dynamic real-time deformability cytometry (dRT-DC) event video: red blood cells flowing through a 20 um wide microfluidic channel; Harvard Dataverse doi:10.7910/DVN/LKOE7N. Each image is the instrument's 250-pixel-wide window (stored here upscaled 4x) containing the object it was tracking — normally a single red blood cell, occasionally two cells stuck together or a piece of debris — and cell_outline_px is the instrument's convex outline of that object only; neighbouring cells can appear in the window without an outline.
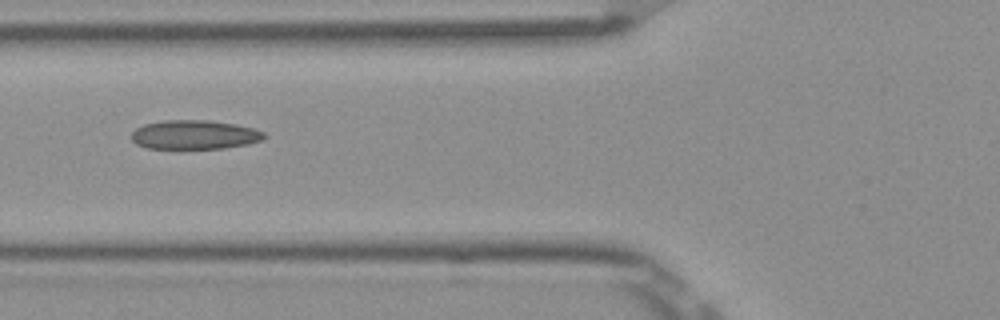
{"species": "Egyptian fruit bat (a non-hibernating species)", "species_latin": "Rousettus aegyptiacus", "temperature_condition": "room temperature", "stored_images_in_passage": 2, "camera_frame_rate_fps": 3000, "um_per_image_px": 0.085, "frame": {"image": 1, "passage_image": 2, "time_ms": 0.333, "image_size_px": [1000, 320], "cell_outline_px": [[268, 136], [260, 140], [248, 144], [224, 148], [144, 148], [136, 144], [132, 140], [132, 132], [136, 128], [144, 124], [164, 120], [208, 120], [236, 124], [252, 128], [264, 132]], "centroid_in_image_um": [16.52, 11.45], "position_along_channel_um": 109.3, "area_um2": 22.48}}